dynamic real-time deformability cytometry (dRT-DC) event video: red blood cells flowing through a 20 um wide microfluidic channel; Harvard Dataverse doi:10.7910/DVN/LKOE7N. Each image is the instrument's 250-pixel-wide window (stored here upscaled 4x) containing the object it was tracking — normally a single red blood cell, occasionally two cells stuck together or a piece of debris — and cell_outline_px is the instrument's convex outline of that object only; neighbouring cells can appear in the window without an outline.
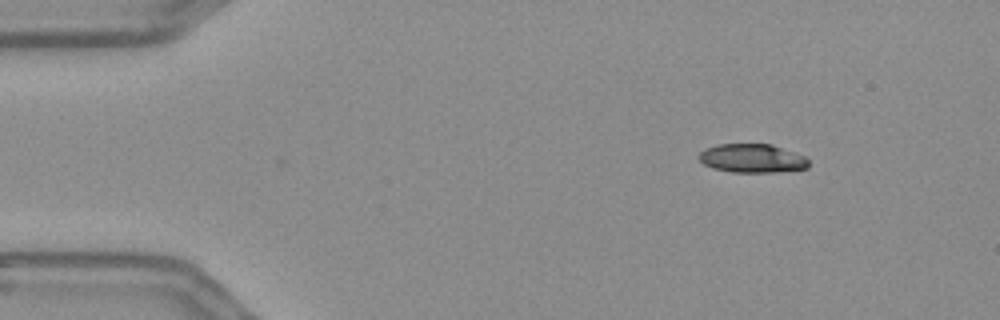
{"species": "Egyptian fruit bat (a non-hibernating species)", "species_latin": "Rousettus aegyptiacus", "temperature_condition": "warm", "stored_images_in_passage": 9, "camera_frame_rate_fps": 3000, "um_per_image_px": 0.085, "frame": {"image": 1, "passage_image": 1, "time_ms": 0.0, "image_size_px": [1000, 320], "cell_outline_px": [[808, 168], [780, 172], [732, 172], [712, 168], [704, 164], [696, 156], [704, 148], [716, 144], [772, 144], [804, 156], [808, 160]], "centroid_in_image_um": [63.9, 13.45], "position_along_channel_um": 21.1, "area_um2": 18.5}}